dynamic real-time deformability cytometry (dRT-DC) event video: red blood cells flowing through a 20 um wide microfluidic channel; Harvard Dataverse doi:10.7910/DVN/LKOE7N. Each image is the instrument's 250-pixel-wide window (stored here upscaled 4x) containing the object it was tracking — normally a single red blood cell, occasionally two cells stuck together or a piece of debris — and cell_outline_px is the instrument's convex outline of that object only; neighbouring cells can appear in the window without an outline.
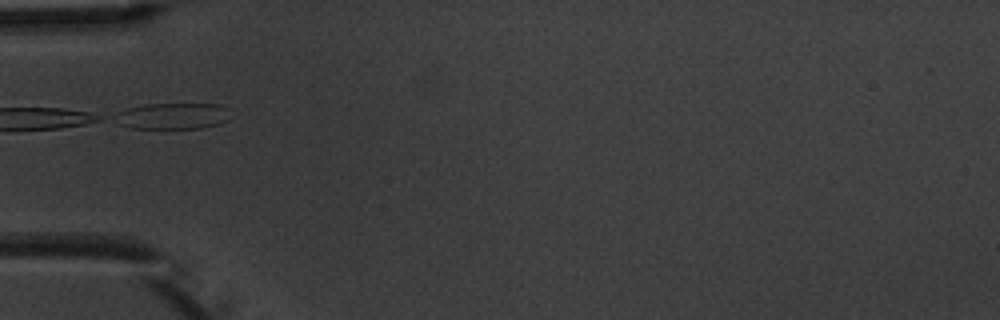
{"species": "common noctule bat (a hibernating species)", "species_latin": "Nyctalus noctula", "temperature_condition": "warm", "stored_images_in_passage": 5, "camera_frame_rate_fps": 3000, "um_per_image_px": 0.085, "animal": {"sex": "male", "body_mass_g": 20.1, "forearm_length_mm": 53.5}, "frame": {"image": 1, "passage_image": 5, "time_ms": 5.667, "image_size_px": [1000, 320], "cell_outline_px": [[232, 108], [228, 120], [220, 124], [204, 128], [128, 128], [112, 120], [112, 116], [128, 108], [148, 104], [220, 104]], "centroid_in_image_um": [14.73, 9.86], "position_along_channel_um": 70.3, "area_um2": 17.98}}